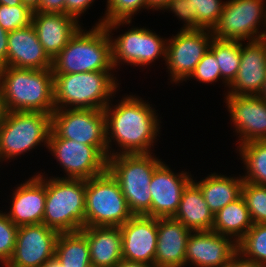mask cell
I'll return each mask as SVG.
<instances>
[{
	"label": "cell",
	"mask_w": 266,
	"mask_h": 267,
	"mask_svg": "<svg viewBox=\"0 0 266 267\" xmlns=\"http://www.w3.org/2000/svg\"><path fill=\"white\" fill-rule=\"evenodd\" d=\"M150 105L138 96L127 95L118 104L110 102L105 107L108 157L118 154H151V146H154L160 134L161 122L155 112L157 110ZM112 140L120 147L116 152L111 148Z\"/></svg>",
	"instance_id": "6da1fadb"
},
{
	"label": "cell",
	"mask_w": 266,
	"mask_h": 267,
	"mask_svg": "<svg viewBox=\"0 0 266 267\" xmlns=\"http://www.w3.org/2000/svg\"><path fill=\"white\" fill-rule=\"evenodd\" d=\"M52 69L0 68V91L9 111L52 114L54 103Z\"/></svg>",
	"instance_id": "7a4b0ae2"
},
{
	"label": "cell",
	"mask_w": 266,
	"mask_h": 267,
	"mask_svg": "<svg viewBox=\"0 0 266 267\" xmlns=\"http://www.w3.org/2000/svg\"><path fill=\"white\" fill-rule=\"evenodd\" d=\"M53 74L113 71L112 42L103 24L79 30L52 60Z\"/></svg>",
	"instance_id": "3957f363"
},
{
	"label": "cell",
	"mask_w": 266,
	"mask_h": 267,
	"mask_svg": "<svg viewBox=\"0 0 266 267\" xmlns=\"http://www.w3.org/2000/svg\"><path fill=\"white\" fill-rule=\"evenodd\" d=\"M117 81L112 71L54 74L55 109L104 110L116 97Z\"/></svg>",
	"instance_id": "277c9868"
},
{
	"label": "cell",
	"mask_w": 266,
	"mask_h": 267,
	"mask_svg": "<svg viewBox=\"0 0 266 267\" xmlns=\"http://www.w3.org/2000/svg\"><path fill=\"white\" fill-rule=\"evenodd\" d=\"M86 180L46 178L43 224L58 233L76 232L86 227Z\"/></svg>",
	"instance_id": "5b68a950"
},
{
	"label": "cell",
	"mask_w": 266,
	"mask_h": 267,
	"mask_svg": "<svg viewBox=\"0 0 266 267\" xmlns=\"http://www.w3.org/2000/svg\"><path fill=\"white\" fill-rule=\"evenodd\" d=\"M151 154H118L107 159V170L117 180L133 215L151 209L149 185L162 159Z\"/></svg>",
	"instance_id": "8992f818"
},
{
	"label": "cell",
	"mask_w": 266,
	"mask_h": 267,
	"mask_svg": "<svg viewBox=\"0 0 266 267\" xmlns=\"http://www.w3.org/2000/svg\"><path fill=\"white\" fill-rule=\"evenodd\" d=\"M132 216L117 180L108 170L86 180V227H120Z\"/></svg>",
	"instance_id": "52a82bcc"
},
{
	"label": "cell",
	"mask_w": 266,
	"mask_h": 267,
	"mask_svg": "<svg viewBox=\"0 0 266 267\" xmlns=\"http://www.w3.org/2000/svg\"><path fill=\"white\" fill-rule=\"evenodd\" d=\"M51 114L30 111H9L0 126V157L10 160L38 145L48 147ZM43 143V144H41Z\"/></svg>",
	"instance_id": "ba28073f"
},
{
	"label": "cell",
	"mask_w": 266,
	"mask_h": 267,
	"mask_svg": "<svg viewBox=\"0 0 266 267\" xmlns=\"http://www.w3.org/2000/svg\"><path fill=\"white\" fill-rule=\"evenodd\" d=\"M265 0H229L214 28L211 30L216 39L231 41H256L266 38Z\"/></svg>",
	"instance_id": "9c48e42d"
},
{
	"label": "cell",
	"mask_w": 266,
	"mask_h": 267,
	"mask_svg": "<svg viewBox=\"0 0 266 267\" xmlns=\"http://www.w3.org/2000/svg\"><path fill=\"white\" fill-rule=\"evenodd\" d=\"M51 131L59 138L96 146L107 158L106 118L99 109H55Z\"/></svg>",
	"instance_id": "30bf717a"
},
{
	"label": "cell",
	"mask_w": 266,
	"mask_h": 267,
	"mask_svg": "<svg viewBox=\"0 0 266 267\" xmlns=\"http://www.w3.org/2000/svg\"><path fill=\"white\" fill-rule=\"evenodd\" d=\"M213 39L209 29H180L166 44V66L173 84L187 81L208 51Z\"/></svg>",
	"instance_id": "8fae6325"
},
{
	"label": "cell",
	"mask_w": 266,
	"mask_h": 267,
	"mask_svg": "<svg viewBox=\"0 0 266 267\" xmlns=\"http://www.w3.org/2000/svg\"><path fill=\"white\" fill-rule=\"evenodd\" d=\"M65 171L63 179L88 180L107 170V157L96 147L57 137L50 131L48 147Z\"/></svg>",
	"instance_id": "7c38bea8"
},
{
	"label": "cell",
	"mask_w": 266,
	"mask_h": 267,
	"mask_svg": "<svg viewBox=\"0 0 266 267\" xmlns=\"http://www.w3.org/2000/svg\"><path fill=\"white\" fill-rule=\"evenodd\" d=\"M110 37L112 62L115 69L120 66V62L121 65L127 63V65L143 67L150 65L160 57L166 60L167 39L159 37L148 28L133 27L116 38L112 35Z\"/></svg>",
	"instance_id": "4fadbf2b"
},
{
	"label": "cell",
	"mask_w": 266,
	"mask_h": 267,
	"mask_svg": "<svg viewBox=\"0 0 266 267\" xmlns=\"http://www.w3.org/2000/svg\"><path fill=\"white\" fill-rule=\"evenodd\" d=\"M59 233L45 224L20 226L11 259L4 267H42L55 256Z\"/></svg>",
	"instance_id": "5bb4252c"
},
{
	"label": "cell",
	"mask_w": 266,
	"mask_h": 267,
	"mask_svg": "<svg viewBox=\"0 0 266 267\" xmlns=\"http://www.w3.org/2000/svg\"><path fill=\"white\" fill-rule=\"evenodd\" d=\"M224 100L239 135V145L266 140V101L261 96L227 94Z\"/></svg>",
	"instance_id": "9a60e30c"
},
{
	"label": "cell",
	"mask_w": 266,
	"mask_h": 267,
	"mask_svg": "<svg viewBox=\"0 0 266 267\" xmlns=\"http://www.w3.org/2000/svg\"><path fill=\"white\" fill-rule=\"evenodd\" d=\"M191 177V174L184 171L174 173L165 162H162L152 175L149 185L151 209L145 215L154 218L173 217L178 210L184 188L193 179Z\"/></svg>",
	"instance_id": "2e32d148"
},
{
	"label": "cell",
	"mask_w": 266,
	"mask_h": 267,
	"mask_svg": "<svg viewBox=\"0 0 266 267\" xmlns=\"http://www.w3.org/2000/svg\"><path fill=\"white\" fill-rule=\"evenodd\" d=\"M237 252V243L214 231H192L186 246L185 266L224 267Z\"/></svg>",
	"instance_id": "e0dca14e"
},
{
	"label": "cell",
	"mask_w": 266,
	"mask_h": 267,
	"mask_svg": "<svg viewBox=\"0 0 266 267\" xmlns=\"http://www.w3.org/2000/svg\"><path fill=\"white\" fill-rule=\"evenodd\" d=\"M122 259L154 266L157 245V218L133 215L120 226Z\"/></svg>",
	"instance_id": "ac0fdd59"
},
{
	"label": "cell",
	"mask_w": 266,
	"mask_h": 267,
	"mask_svg": "<svg viewBox=\"0 0 266 267\" xmlns=\"http://www.w3.org/2000/svg\"><path fill=\"white\" fill-rule=\"evenodd\" d=\"M246 45V46H245ZM241 42V58L237 75L227 94L260 95L266 79V38Z\"/></svg>",
	"instance_id": "d6986e66"
},
{
	"label": "cell",
	"mask_w": 266,
	"mask_h": 267,
	"mask_svg": "<svg viewBox=\"0 0 266 267\" xmlns=\"http://www.w3.org/2000/svg\"><path fill=\"white\" fill-rule=\"evenodd\" d=\"M45 199L46 177L38 172L14 189L11 208L6 215L18 227L42 224Z\"/></svg>",
	"instance_id": "ffe728a7"
},
{
	"label": "cell",
	"mask_w": 266,
	"mask_h": 267,
	"mask_svg": "<svg viewBox=\"0 0 266 267\" xmlns=\"http://www.w3.org/2000/svg\"><path fill=\"white\" fill-rule=\"evenodd\" d=\"M6 66L20 69H49L52 60L45 53L32 24L9 32Z\"/></svg>",
	"instance_id": "44dd1931"
},
{
	"label": "cell",
	"mask_w": 266,
	"mask_h": 267,
	"mask_svg": "<svg viewBox=\"0 0 266 267\" xmlns=\"http://www.w3.org/2000/svg\"><path fill=\"white\" fill-rule=\"evenodd\" d=\"M78 22L72 16L62 13L33 11L31 24L45 53L53 60L81 27Z\"/></svg>",
	"instance_id": "7402d4cb"
},
{
	"label": "cell",
	"mask_w": 266,
	"mask_h": 267,
	"mask_svg": "<svg viewBox=\"0 0 266 267\" xmlns=\"http://www.w3.org/2000/svg\"><path fill=\"white\" fill-rule=\"evenodd\" d=\"M191 230L174 218H157L155 267H185V254Z\"/></svg>",
	"instance_id": "603a6c76"
},
{
	"label": "cell",
	"mask_w": 266,
	"mask_h": 267,
	"mask_svg": "<svg viewBox=\"0 0 266 267\" xmlns=\"http://www.w3.org/2000/svg\"><path fill=\"white\" fill-rule=\"evenodd\" d=\"M93 266L114 267L122 259V236L118 226L84 227Z\"/></svg>",
	"instance_id": "cb8c5ba5"
},
{
	"label": "cell",
	"mask_w": 266,
	"mask_h": 267,
	"mask_svg": "<svg viewBox=\"0 0 266 267\" xmlns=\"http://www.w3.org/2000/svg\"><path fill=\"white\" fill-rule=\"evenodd\" d=\"M191 231H211L214 215L200 188L191 181L183 190L176 214L172 217Z\"/></svg>",
	"instance_id": "d4e9b609"
},
{
	"label": "cell",
	"mask_w": 266,
	"mask_h": 267,
	"mask_svg": "<svg viewBox=\"0 0 266 267\" xmlns=\"http://www.w3.org/2000/svg\"><path fill=\"white\" fill-rule=\"evenodd\" d=\"M192 181L200 188L210 211L215 215L227 204L241 197L243 177H231L211 173L206 178L197 182Z\"/></svg>",
	"instance_id": "484cf974"
},
{
	"label": "cell",
	"mask_w": 266,
	"mask_h": 267,
	"mask_svg": "<svg viewBox=\"0 0 266 267\" xmlns=\"http://www.w3.org/2000/svg\"><path fill=\"white\" fill-rule=\"evenodd\" d=\"M252 226L249 210L240 197L214 215L212 231L230 237L237 243Z\"/></svg>",
	"instance_id": "4316f807"
},
{
	"label": "cell",
	"mask_w": 266,
	"mask_h": 267,
	"mask_svg": "<svg viewBox=\"0 0 266 267\" xmlns=\"http://www.w3.org/2000/svg\"><path fill=\"white\" fill-rule=\"evenodd\" d=\"M55 256L64 267H89L92 265L89 245L81 230L59 233Z\"/></svg>",
	"instance_id": "83f0119b"
},
{
	"label": "cell",
	"mask_w": 266,
	"mask_h": 267,
	"mask_svg": "<svg viewBox=\"0 0 266 267\" xmlns=\"http://www.w3.org/2000/svg\"><path fill=\"white\" fill-rule=\"evenodd\" d=\"M239 149V150H238ZM244 163L246 182L266 186V140H254L237 147Z\"/></svg>",
	"instance_id": "f1b7e54d"
},
{
	"label": "cell",
	"mask_w": 266,
	"mask_h": 267,
	"mask_svg": "<svg viewBox=\"0 0 266 267\" xmlns=\"http://www.w3.org/2000/svg\"><path fill=\"white\" fill-rule=\"evenodd\" d=\"M209 49L214 53L221 72V80L228 87L235 79L241 58V42L213 37Z\"/></svg>",
	"instance_id": "f546056e"
},
{
	"label": "cell",
	"mask_w": 266,
	"mask_h": 267,
	"mask_svg": "<svg viewBox=\"0 0 266 267\" xmlns=\"http://www.w3.org/2000/svg\"><path fill=\"white\" fill-rule=\"evenodd\" d=\"M106 13L95 24H103L108 32L112 35V30L119 28L121 25H130L131 18L141 9H149L147 0H107Z\"/></svg>",
	"instance_id": "4dcf8cb0"
},
{
	"label": "cell",
	"mask_w": 266,
	"mask_h": 267,
	"mask_svg": "<svg viewBox=\"0 0 266 267\" xmlns=\"http://www.w3.org/2000/svg\"><path fill=\"white\" fill-rule=\"evenodd\" d=\"M237 251L243 257L266 267V224H253L237 242Z\"/></svg>",
	"instance_id": "1f68e13d"
},
{
	"label": "cell",
	"mask_w": 266,
	"mask_h": 267,
	"mask_svg": "<svg viewBox=\"0 0 266 267\" xmlns=\"http://www.w3.org/2000/svg\"><path fill=\"white\" fill-rule=\"evenodd\" d=\"M241 197L253 224H266V186L243 181Z\"/></svg>",
	"instance_id": "d6a6232c"
},
{
	"label": "cell",
	"mask_w": 266,
	"mask_h": 267,
	"mask_svg": "<svg viewBox=\"0 0 266 267\" xmlns=\"http://www.w3.org/2000/svg\"><path fill=\"white\" fill-rule=\"evenodd\" d=\"M196 13V29L212 30L217 24L225 2L222 0H189Z\"/></svg>",
	"instance_id": "836d02e7"
},
{
	"label": "cell",
	"mask_w": 266,
	"mask_h": 267,
	"mask_svg": "<svg viewBox=\"0 0 266 267\" xmlns=\"http://www.w3.org/2000/svg\"><path fill=\"white\" fill-rule=\"evenodd\" d=\"M32 15L33 11L23 3L16 6L0 4V26L7 32L30 25Z\"/></svg>",
	"instance_id": "e575fe53"
},
{
	"label": "cell",
	"mask_w": 266,
	"mask_h": 267,
	"mask_svg": "<svg viewBox=\"0 0 266 267\" xmlns=\"http://www.w3.org/2000/svg\"><path fill=\"white\" fill-rule=\"evenodd\" d=\"M18 228L10 221L6 212L0 211V262L2 266L8 263L14 253Z\"/></svg>",
	"instance_id": "d590c367"
},
{
	"label": "cell",
	"mask_w": 266,
	"mask_h": 267,
	"mask_svg": "<svg viewBox=\"0 0 266 267\" xmlns=\"http://www.w3.org/2000/svg\"><path fill=\"white\" fill-rule=\"evenodd\" d=\"M196 79L200 83H210L221 80V72L214 53L208 49L196 65L193 73L187 79Z\"/></svg>",
	"instance_id": "8d00e7d4"
},
{
	"label": "cell",
	"mask_w": 266,
	"mask_h": 267,
	"mask_svg": "<svg viewBox=\"0 0 266 267\" xmlns=\"http://www.w3.org/2000/svg\"><path fill=\"white\" fill-rule=\"evenodd\" d=\"M163 10L172 11L184 22L181 29H196V13L192 11L189 0H170Z\"/></svg>",
	"instance_id": "74e56055"
},
{
	"label": "cell",
	"mask_w": 266,
	"mask_h": 267,
	"mask_svg": "<svg viewBox=\"0 0 266 267\" xmlns=\"http://www.w3.org/2000/svg\"><path fill=\"white\" fill-rule=\"evenodd\" d=\"M95 0H65V14L70 15L79 21V17L83 14Z\"/></svg>",
	"instance_id": "f35d334b"
},
{
	"label": "cell",
	"mask_w": 266,
	"mask_h": 267,
	"mask_svg": "<svg viewBox=\"0 0 266 267\" xmlns=\"http://www.w3.org/2000/svg\"><path fill=\"white\" fill-rule=\"evenodd\" d=\"M36 12L65 14V0H40Z\"/></svg>",
	"instance_id": "ab89813d"
},
{
	"label": "cell",
	"mask_w": 266,
	"mask_h": 267,
	"mask_svg": "<svg viewBox=\"0 0 266 267\" xmlns=\"http://www.w3.org/2000/svg\"><path fill=\"white\" fill-rule=\"evenodd\" d=\"M229 267H265L255 261L243 257L238 251L232 256Z\"/></svg>",
	"instance_id": "60d3db41"
},
{
	"label": "cell",
	"mask_w": 266,
	"mask_h": 267,
	"mask_svg": "<svg viewBox=\"0 0 266 267\" xmlns=\"http://www.w3.org/2000/svg\"><path fill=\"white\" fill-rule=\"evenodd\" d=\"M8 35L9 32L0 26V68L6 67L7 63Z\"/></svg>",
	"instance_id": "b9f144b4"
},
{
	"label": "cell",
	"mask_w": 266,
	"mask_h": 267,
	"mask_svg": "<svg viewBox=\"0 0 266 267\" xmlns=\"http://www.w3.org/2000/svg\"><path fill=\"white\" fill-rule=\"evenodd\" d=\"M114 267H155L144 262L121 259Z\"/></svg>",
	"instance_id": "7bdbcfd3"
},
{
	"label": "cell",
	"mask_w": 266,
	"mask_h": 267,
	"mask_svg": "<svg viewBox=\"0 0 266 267\" xmlns=\"http://www.w3.org/2000/svg\"><path fill=\"white\" fill-rule=\"evenodd\" d=\"M8 113H9V110L7 108L4 97L0 91V126L5 122Z\"/></svg>",
	"instance_id": "ee69618b"
},
{
	"label": "cell",
	"mask_w": 266,
	"mask_h": 267,
	"mask_svg": "<svg viewBox=\"0 0 266 267\" xmlns=\"http://www.w3.org/2000/svg\"><path fill=\"white\" fill-rule=\"evenodd\" d=\"M148 8L151 10H163L170 0H147Z\"/></svg>",
	"instance_id": "f6af8a7d"
},
{
	"label": "cell",
	"mask_w": 266,
	"mask_h": 267,
	"mask_svg": "<svg viewBox=\"0 0 266 267\" xmlns=\"http://www.w3.org/2000/svg\"><path fill=\"white\" fill-rule=\"evenodd\" d=\"M42 267H64L62 263L57 259L56 256H53L45 262Z\"/></svg>",
	"instance_id": "bcb514c9"
},
{
	"label": "cell",
	"mask_w": 266,
	"mask_h": 267,
	"mask_svg": "<svg viewBox=\"0 0 266 267\" xmlns=\"http://www.w3.org/2000/svg\"><path fill=\"white\" fill-rule=\"evenodd\" d=\"M22 3L28 6L32 11H36L39 8L40 0H21Z\"/></svg>",
	"instance_id": "7dc6e473"
},
{
	"label": "cell",
	"mask_w": 266,
	"mask_h": 267,
	"mask_svg": "<svg viewBox=\"0 0 266 267\" xmlns=\"http://www.w3.org/2000/svg\"><path fill=\"white\" fill-rule=\"evenodd\" d=\"M0 4H4L7 6H16L22 4L21 0H0Z\"/></svg>",
	"instance_id": "c3c4849f"
},
{
	"label": "cell",
	"mask_w": 266,
	"mask_h": 267,
	"mask_svg": "<svg viewBox=\"0 0 266 267\" xmlns=\"http://www.w3.org/2000/svg\"><path fill=\"white\" fill-rule=\"evenodd\" d=\"M265 101H266V79H265V83H264V86H263V89L260 93V95Z\"/></svg>",
	"instance_id": "681fc988"
}]
</instances>
